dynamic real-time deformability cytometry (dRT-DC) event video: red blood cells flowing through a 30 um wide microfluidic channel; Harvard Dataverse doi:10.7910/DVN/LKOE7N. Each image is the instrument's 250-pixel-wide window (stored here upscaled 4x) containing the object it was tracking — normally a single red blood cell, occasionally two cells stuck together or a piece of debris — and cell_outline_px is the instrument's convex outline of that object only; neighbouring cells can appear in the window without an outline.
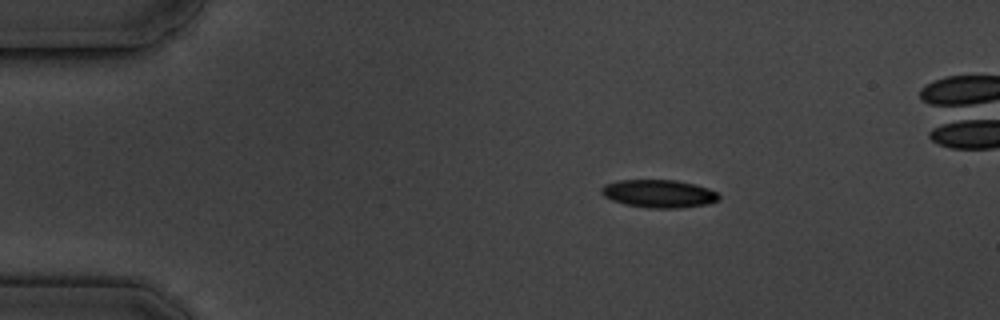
{"species": "common noctule bat (a hibernating species)", "species_latin": "Nyctalus noctula", "temperature_condition": "cold", "stored_images_in_passage": 4, "camera_frame_rate_fps": 3000, "um_per_image_px": 0.085, "animal": {"sex": "male", "body_mass_g": 19.5, "forearm_length_mm": 54.6}, "frame": {"image": 1, "passage_image": 1, "time_ms": 0.0, "image_size_px": [1000, 320], "cell_outline_px": [[720, 200], [704, 204], [680, 208], [648, 208], [628, 204], [612, 200], [604, 196], [600, 192], [600, 188], [604, 184], [616, 180], [676, 180], [708, 188], [716, 192], [720, 196]], "centroid_in_image_um": [55.97, 16.45], "position_along_channel_um": 29.0, "area_um2": 19.02}}